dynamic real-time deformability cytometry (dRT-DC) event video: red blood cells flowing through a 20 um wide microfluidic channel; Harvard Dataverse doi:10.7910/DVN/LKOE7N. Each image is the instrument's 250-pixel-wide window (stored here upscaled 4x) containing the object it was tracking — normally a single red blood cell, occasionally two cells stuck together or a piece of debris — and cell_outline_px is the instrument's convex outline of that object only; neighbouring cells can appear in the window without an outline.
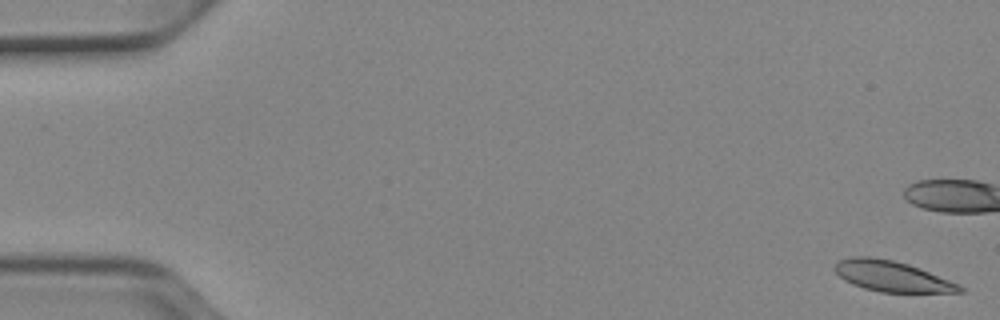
{"species": "Egyptian fruit bat (a non-hibernating species)", "species_latin": "Rousettus aegyptiacus", "temperature_condition": "cold", "stored_images_in_passage": 53, "camera_frame_rate_fps": 3000, "um_per_image_px": 0.085, "animal": {"sex": "female"}, "frame": {"image": 1, "passage_image": 1, "time_ms": 0.0, "image_size_px": [1000, 320], "cell_outline_px": [[964, 292], [880, 292], [864, 288], [852, 284], [844, 280], [832, 268], [840, 260], [852, 256], [872, 256], [892, 260], [908, 264], [960, 284], [964, 288]], "centroid_in_image_um": [75.79, 23.48], "position_along_channel_um": 9.2, "area_um2": 22.2}}